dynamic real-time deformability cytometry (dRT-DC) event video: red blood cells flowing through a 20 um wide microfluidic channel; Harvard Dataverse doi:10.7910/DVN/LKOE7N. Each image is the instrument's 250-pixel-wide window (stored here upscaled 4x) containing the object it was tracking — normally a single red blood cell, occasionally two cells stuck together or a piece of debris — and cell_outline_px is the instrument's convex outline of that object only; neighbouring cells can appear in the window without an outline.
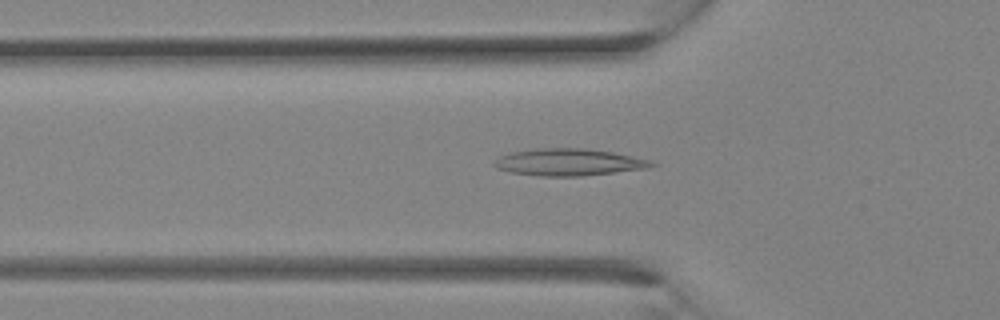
{"species": "Egyptian fruit bat (a non-hibernating species)", "species_latin": "Rousettus aegyptiacus", "temperature_condition": "room temperature", "stored_images_in_passage": 7, "camera_frame_rate_fps": 3000, "um_per_image_px": 0.085, "animal": {"sex": "female"}, "frame": {"image": 1, "passage_image": 6, "time_ms": 1.667, "image_size_px": [1000, 320], "cell_outline_px": [[660, 164], [648, 168], [580, 176], [540, 176], [512, 172], [496, 168], [492, 164], [500, 156], [512, 152], [532, 148], [584, 148], [612, 152], [652, 160]], "centroid_in_image_um": [48.37, 13.78], "position_along_channel_um": 77.4, "area_um2": 24.74}}